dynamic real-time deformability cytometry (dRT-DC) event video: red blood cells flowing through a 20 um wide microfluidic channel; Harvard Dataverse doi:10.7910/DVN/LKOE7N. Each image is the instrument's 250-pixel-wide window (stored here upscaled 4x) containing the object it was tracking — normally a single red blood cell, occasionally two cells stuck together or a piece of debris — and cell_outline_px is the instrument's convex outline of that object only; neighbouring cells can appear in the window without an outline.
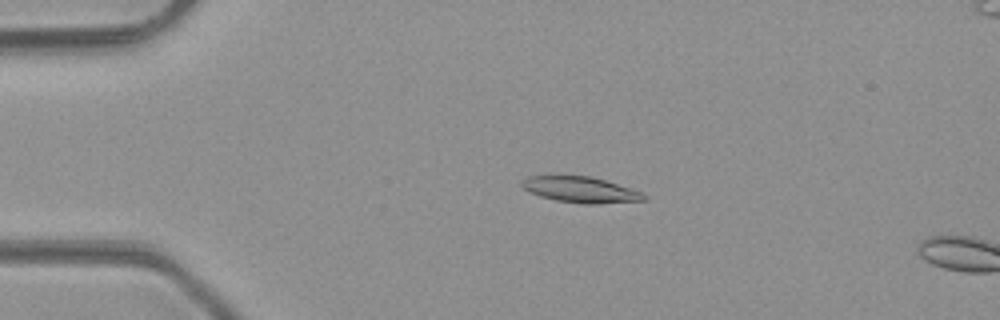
{"species": "common noctule bat (a hibernating species)", "species_latin": "Nyctalus noctula", "temperature_condition": "room temperature", "stored_images_in_passage": 9, "camera_frame_rate_fps": 3000, "um_per_image_px": 0.085, "animal": {"sex": "male", "body_mass_g": 23.1, "forearm_length_mm": 52.7}, "frame": {"image": 1, "passage_image": 7, "time_ms": 2.0, "image_size_px": [1000, 320], "cell_outline_px": [[648, 196], [644, 200], [596, 204], [584, 204], [556, 200], [540, 196], [524, 188], [520, 184], [528, 176], [592, 176], [640, 192]], "centroid_in_image_um": [49.35, 16.13], "position_along_channel_um": 35.7, "area_um2": 17.98}}